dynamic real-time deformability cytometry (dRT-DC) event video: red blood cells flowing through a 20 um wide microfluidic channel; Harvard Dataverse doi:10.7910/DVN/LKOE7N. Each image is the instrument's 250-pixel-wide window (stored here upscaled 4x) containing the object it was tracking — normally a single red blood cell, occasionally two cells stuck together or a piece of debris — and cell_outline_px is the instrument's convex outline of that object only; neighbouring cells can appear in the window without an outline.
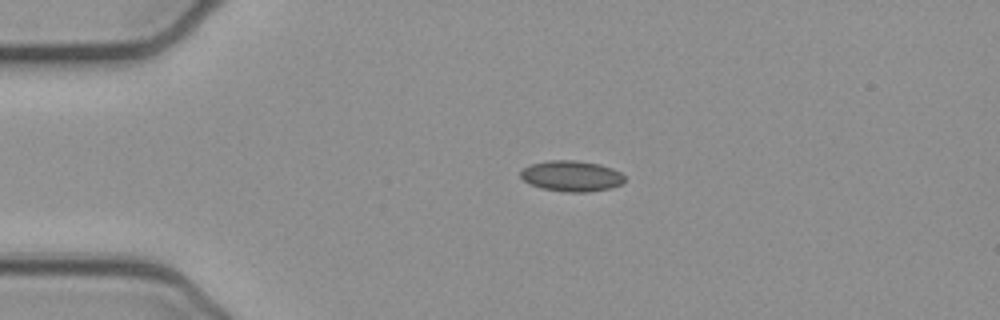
{"species": "common noctule bat (a hibernating species)", "species_latin": "Nyctalus noctula", "temperature_condition": "cold", "stored_images_in_passage": 40, "camera_frame_rate_fps": 3000, "um_per_image_px": 0.085, "animal": {"sex": "female", "body_mass_g": 21.9}, "frame": {"image": 1, "passage_image": 5, "time_ms": 1.333, "image_size_px": [1000, 320], "cell_outline_px": [[624, 180], [620, 184], [612, 188], [588, 192], [564, 192], [540, 188], [528, 184], [520, 176], [520, 172], [524, 168], [532, 164], [548, 160], [576, 160], [600, 164], [612, 168], [620, 172], [624, 176]], "centroid_in_image_um": [48.57, 14.97], "position_along_channel_um": 36.4, "area_um2": 18.79}}
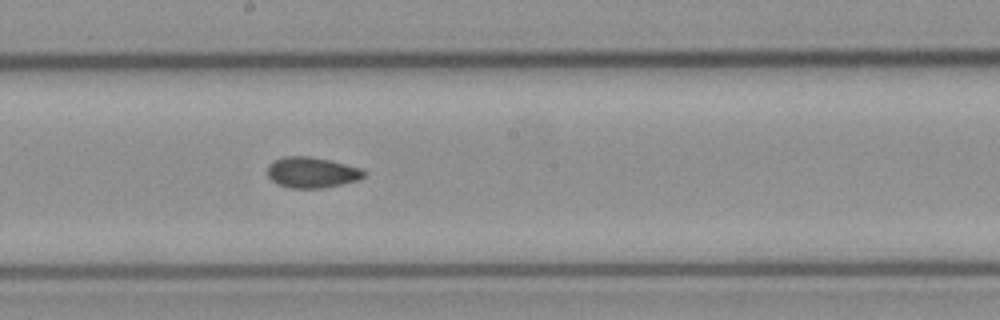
{"frame": {"image": 2, "passage_image": 22, "time_ms": 7.0, "image_size_px": [1000, 320], "cell_outline_px": [[368, 172], [364, 176], [356, 180], [340, 184], [320, 188], [288, 188], [276, 184], [268, 176], [268, 164], [272, 160], [284, 156], [308, 156], [328, 160], [364, 168]], "centroid_in_image_um": [26.49, 14.65], "position_along_channel_um": 221.7, "area_um2": 17.4}}
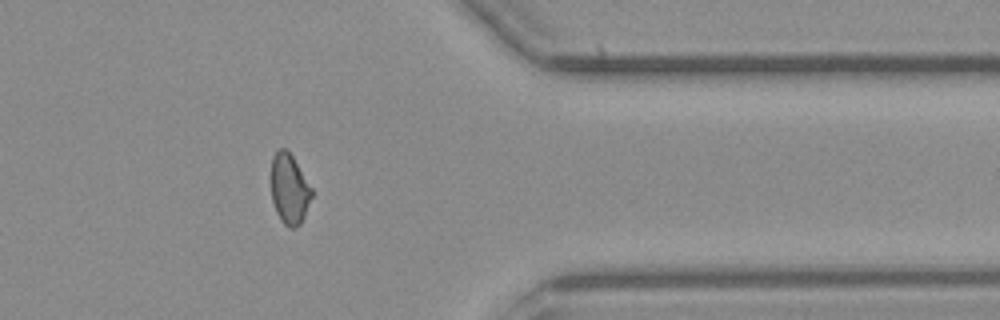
{"frame": {"image": 3, "passage_image": 36, "time_ms": 11.667, "image_size_px": [1000, 320], "cell_outline_px": [[312, 196], [304, 216], [300, 224], [296, 228], [288, 228], [280, 220], [276, 212], [272, 200], [272, 156], [280, 148], [284, 148], [292, 156], [312, 188]], "centroid_in_image_um": [24.6, 16.1], "position_along_channel_um": 386.8, "area_um2": 16.42}, "authors_computed_cell_mechanics": {"area_um2": 17.5134, "velocity_mm_per_s": 3.885, "shape_relaxation_time_tau1_ms": null, "shape_relaxation_time_tau2_ms": 3.932, "deformation_change_tau1": null, "deformation_change_tau2": 0.074}}